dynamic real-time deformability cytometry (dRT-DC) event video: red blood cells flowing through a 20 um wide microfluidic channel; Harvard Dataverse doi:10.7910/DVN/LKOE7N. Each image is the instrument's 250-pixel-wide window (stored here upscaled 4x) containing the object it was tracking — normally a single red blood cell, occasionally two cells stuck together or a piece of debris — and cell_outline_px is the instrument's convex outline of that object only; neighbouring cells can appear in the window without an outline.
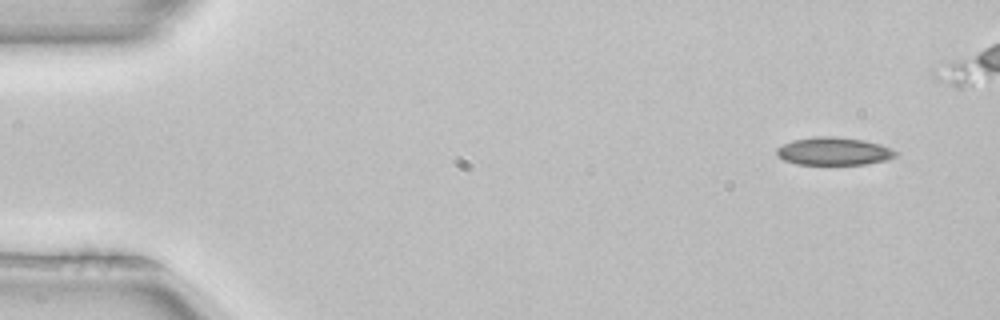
{"species": "common noctule bat (a hibernating species)", "species_latin": "Nyctalus noctula", "temperature_condition": "room temperature", "stored_images_in_passage": 4, "camera_frame_rate_fps": 3000, "um_per_image_px": 0.085, "animal": {"sex": "female", "body_mass_g": 22.7, "forearm_length_mm": 54.2}, "frame": {"image": 1, "passage_image": 1, "time_ms": 0.0, "image_size_px": [1000, 320], "cell_outline_px": [[900, 152], [896, 156], [888, 160], [864, 164], [796, 164], [784, 160], [776, 152], [776, 148], [792, 140], [816, 136], [836, 136], [864, 140], [880, 144], [892, 148]], "centroid_in_image_um": [70.92, 12.85], "position_along_channel_um": 14.1, "area_um2": 19.42}}